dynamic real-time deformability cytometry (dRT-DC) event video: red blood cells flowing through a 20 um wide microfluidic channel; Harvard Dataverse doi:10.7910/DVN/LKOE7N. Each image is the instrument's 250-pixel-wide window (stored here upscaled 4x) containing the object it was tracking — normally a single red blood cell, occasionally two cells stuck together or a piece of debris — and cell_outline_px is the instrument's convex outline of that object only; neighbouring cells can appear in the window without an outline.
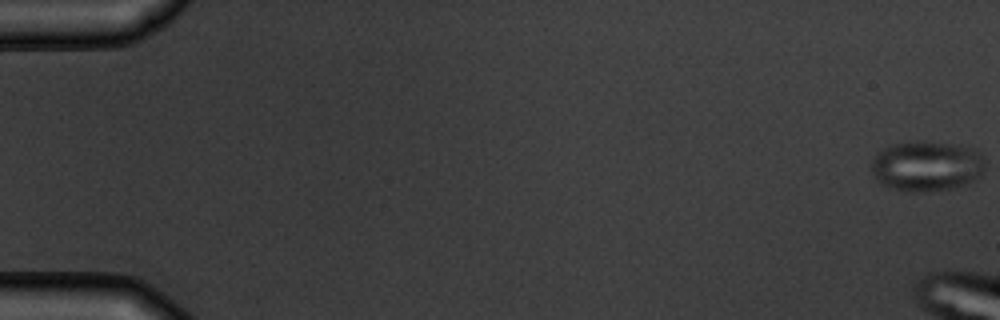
{"species": "common noctule bat (a hibernating species)", "species_latin": "Nyctalus noctula", "temperature_condition": "warm", "stored_images_in_passage": 5, "camera_frame_rate_fps": 3000, "um_per_image_px": 0.085, "animal": {"sex": "male", "body_mass_g": 19.5, "forearm_length_mm": 54.6}, "frame": {"image": 1, "passage_image": 1, "time_ms": 0.0, "image_size_px": [1000, 320], "cell_outline_px": [[984, 172], [976, 180], [968, 184], [952, 188], [924, 192], [904, 192], [880, 184], [872, 172], [872, 160], [884, 148], [892, 144], [960, 144], [976, 148], [980, 152], [984, 160]], "centroid_in_image_um": [78.83, 14.17], "position_along_channel_um": 6.2, "area_um2": 33.0}}